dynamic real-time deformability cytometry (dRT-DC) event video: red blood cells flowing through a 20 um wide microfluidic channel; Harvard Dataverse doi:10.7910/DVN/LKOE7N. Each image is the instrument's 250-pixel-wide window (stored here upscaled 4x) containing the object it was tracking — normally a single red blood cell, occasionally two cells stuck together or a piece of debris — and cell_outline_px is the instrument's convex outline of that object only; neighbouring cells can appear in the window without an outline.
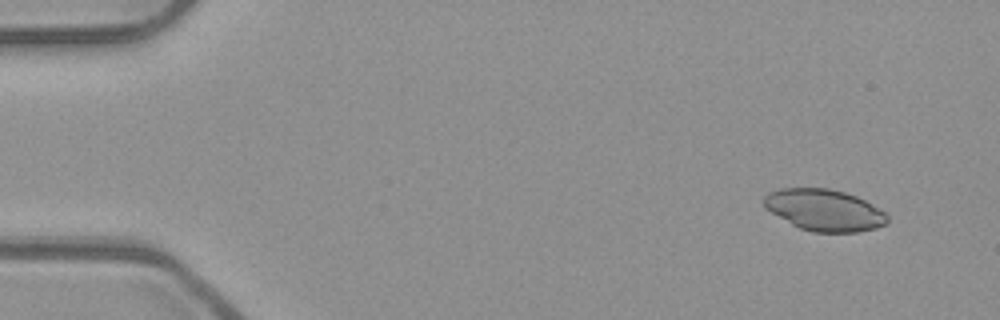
{"species": "common noctule bat (a hibernating species)", "species_latin": "Nyctalus noctula", "temperature_condition": "room temperature", "stored_images_in_passage": 49, "camera_frame_rate_fps": 3000, "um_per_image_px": 0.085, "animal": {"sex": "male", "body_mass_g": 23.1, "forearm_length_mm": 52.7}, "frame": {"image": 1, "passage_image": 1, "time_ms": 0.0, "image_size_px": [1000, 320], "cell_outline_px": [[888, 220], [884, 224], [876, 228], [856, 232], [812, 232], [800, 228], [792, 224], [764, 208], [764, 196], [768, 192], [780, 188], [828, 188], [844, 192], [856, 196], [864, 200], [884, 212], [888, 216]], "centroid_in_image_um": [70.04, 17.85], "position_along_channel_um": 15.0, "area_um2": 29.71}}